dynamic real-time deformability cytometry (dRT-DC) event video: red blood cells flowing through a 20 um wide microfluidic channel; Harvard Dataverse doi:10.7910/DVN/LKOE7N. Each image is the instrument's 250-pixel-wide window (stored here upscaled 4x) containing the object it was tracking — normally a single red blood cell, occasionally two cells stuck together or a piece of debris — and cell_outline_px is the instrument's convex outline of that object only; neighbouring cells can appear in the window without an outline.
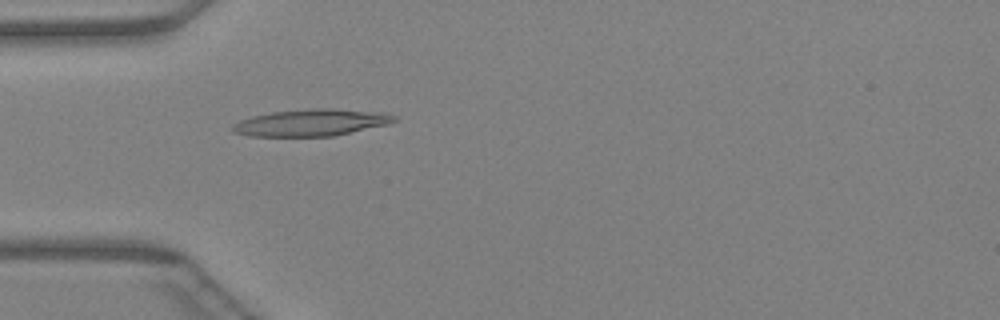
{"species": "Egyptian fruit bat (a non-hibernating species)", "species_latin": "Rousettus aegyptiacus", "temperature_condition": "warm", "stored_images_in_passage": 41, "camera_frame_rate_fps": 3000, "um_per_image_px": 0.085, "animal": {"sex": "female"}, "frame": {"image": 1, "passage_image": 9, "time_ms": 2.667, "image_size_px": [1000, 320], "cell_outline_px": [[396, 120], [388, 124], [332, 136], [248, 136], [232, 132], [232, 124], [240, 120], [252, 116], [272, 112], [312, 108], [332, 108], [384, 112], [396, 116]], "centroid_in_image_um": [26.44, 10.41], "position_along_channel_um": 58.6, "area_um2": 25.32}}
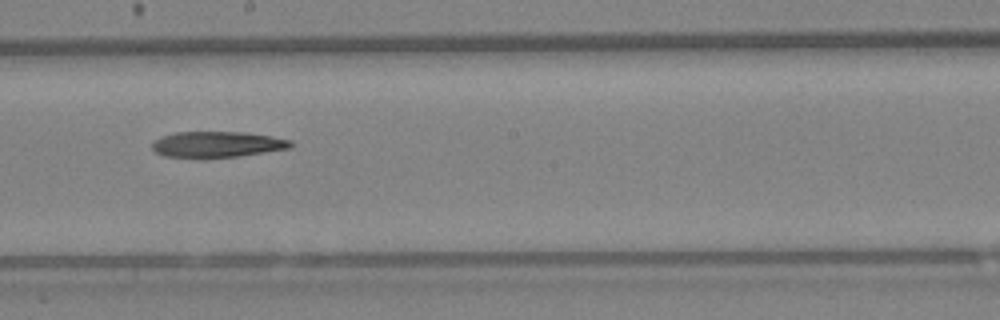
{"frame": {"image": 2, "passage_image": 21, "time_ms": 6.667, "image_size_px": [1000, 320], "cell_outline_px": [[292, 148], [236, 156], [200, 160], [164, 156], [156, 152], [152, 148], [152, 144], [160, 136], [176, 132], [244, 132], [272, 136], [292, 140]], "centroid_in_image_um": [18.42, 12.3], "position_along_channel_um": 229.8, "area_um2": 21.44}}
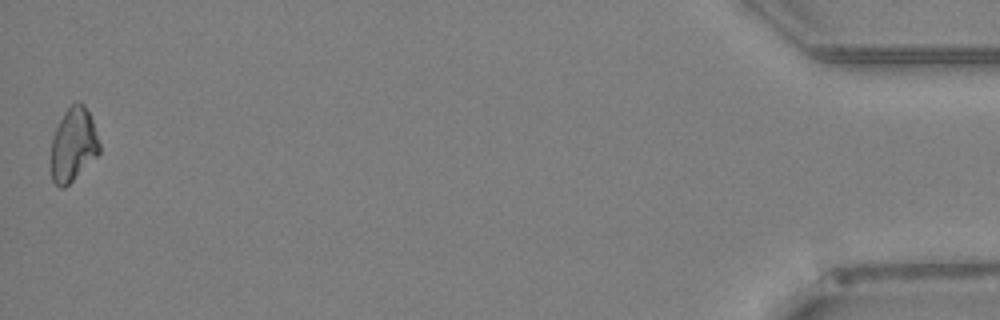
{"frame": {"image": 3, "passage_image": 41, "time_ms": 13.333, "image_size_px": [1000, 320], "cell_outline_px": [[100, 152], [64, 188], [60, 188], [52, 180], [52, 136], [64, 112], [76, 100], [80, 100], [84, 104], [92, 120], [100, 144]], "centroid_in_image_um": [6.23, 12.26], "position_along_channel_um": 429.0, "area_um2": 20.4}}